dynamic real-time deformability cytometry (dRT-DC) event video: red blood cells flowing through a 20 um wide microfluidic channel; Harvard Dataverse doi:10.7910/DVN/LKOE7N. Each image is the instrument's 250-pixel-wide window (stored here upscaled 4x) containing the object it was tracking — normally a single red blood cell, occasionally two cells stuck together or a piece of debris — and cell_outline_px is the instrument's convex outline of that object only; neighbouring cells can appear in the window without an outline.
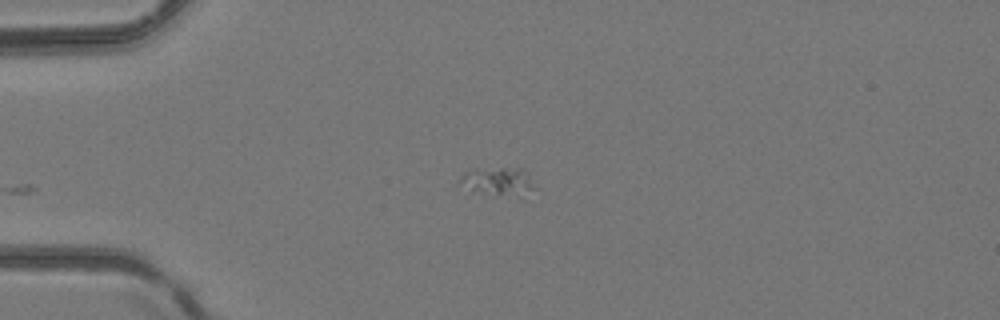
{"species": "common noctule bat (a hibernating species)", "species_latin": "Nyctalus noctula", "temperature_condition": "room temperature", "stored_images_in_passage": 4, "camera_frame_rate_fps": 3000, "um_per_image_px": 0.085, "animal": {"sex": "female", "body_mass_g": 24.6, "forearm_length_mm": 56.2}, "frame": {"image": 1, "passage_image": 4, "time_ms": 1.0, "image_size_px": [1000, 320], "cell_outline_px": [[536, 188], [528, 192], [496, 196], [472, 188], [460, 180], [464, 172], [472, 168], [524, 168], [528, 172]], "centroid_in_image_um": [42.42, 15.35], "position_along_channel_um": 42.6, "area_um2": 11.73}}